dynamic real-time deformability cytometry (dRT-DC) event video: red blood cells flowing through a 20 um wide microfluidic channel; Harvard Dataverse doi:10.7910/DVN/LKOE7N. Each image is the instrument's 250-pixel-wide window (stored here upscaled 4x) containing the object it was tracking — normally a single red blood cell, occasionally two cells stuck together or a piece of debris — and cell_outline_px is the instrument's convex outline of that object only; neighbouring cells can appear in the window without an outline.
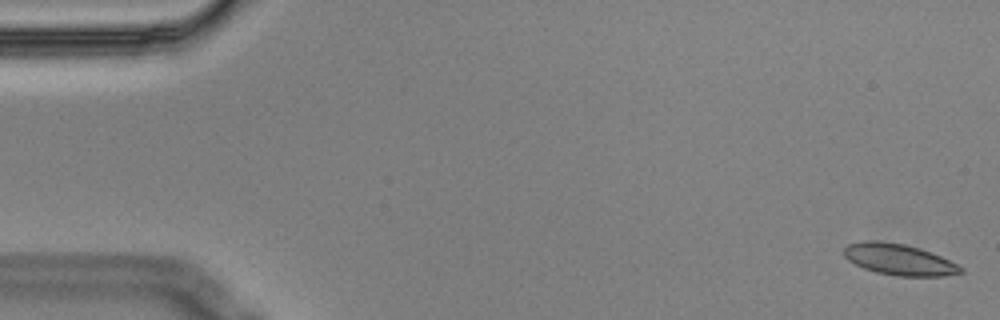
{"species": "Egyptian fruit bat (a non-hibernating species)", "species_latin": "Rousettus aegyptiacus", "temperature_condition": "cold", "stored_images_in_passage": 16, "camera_frame_rate_fps": 3000, "um_per_image_px": 0.085, "animal": {"sex": "male"}, "frame": {"image": 1, "passage_image": 1, "time_ms": 0.0, "image_size_px": [1000, 320], "cell_outline_px": [[964, 272], [944, 276], [896, 276], [876, 272], [864, 268], [848, 260], [844, 256], [844, 248], [848, 244], [864, 240], [876, 240], [904, 244], [920, 248], [940, 256], [964, 268]], "centroid_in_image_um": [76.41, 22.06], "position_along_channel_um": 8.6, "area_um2": 21.15}}
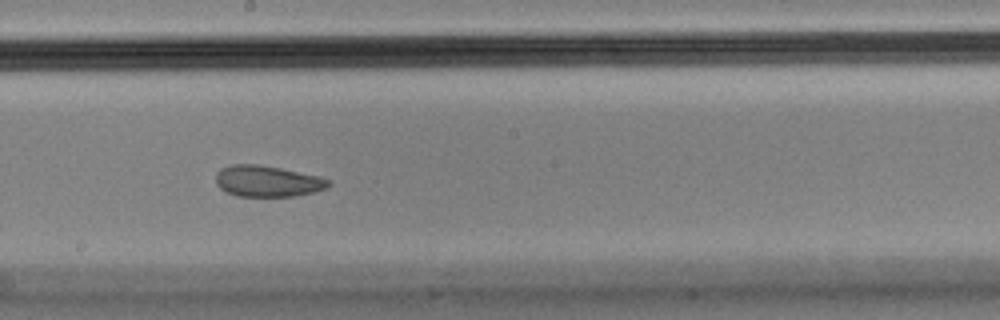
{"frame": {"image": 2, "passage_image": 9, "time_ms": 2.667, "image_size_px": [1000, 320], "cell_outline_px": [[332, 184], [328, 188], [296, 196], [236, 196], [220, 188], [216, 184], [216, 172], [220, 168], [232, 164], [256, 164], [280, 168], [320, 176], [328, 180]], "centroid_in_image_um": [22.73, 15.39], "position_along_channel_um": 225.5, "area_um2": 20.52}}
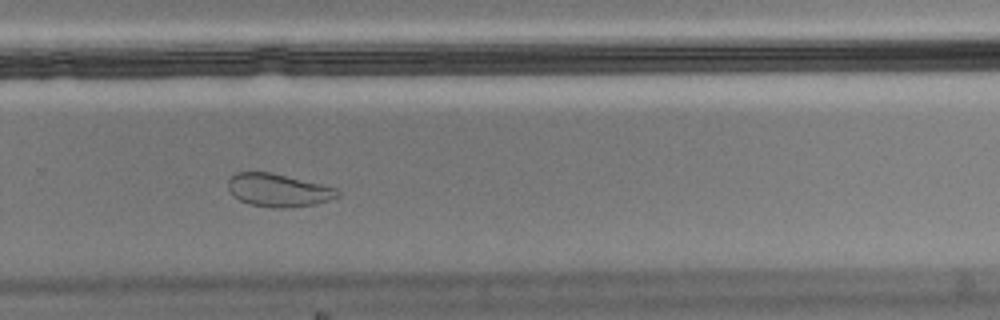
{"frame": {"image": 3, "passage_image": 11, "time_ms": 3.333, "image_size_px": [1000, 320], "cell_outline_px": [[340, 196], [316, 204], [284, 208], [276, 208], [248, 204], [232, 196], [228, 188], [228, 180], [236, 172], [272, 172], [336, 188], [340, 192]], "centroid_in_image_um": [23.63, 16.17], "position_along_channel_um": 306.2, "area_um2": 21.04}}